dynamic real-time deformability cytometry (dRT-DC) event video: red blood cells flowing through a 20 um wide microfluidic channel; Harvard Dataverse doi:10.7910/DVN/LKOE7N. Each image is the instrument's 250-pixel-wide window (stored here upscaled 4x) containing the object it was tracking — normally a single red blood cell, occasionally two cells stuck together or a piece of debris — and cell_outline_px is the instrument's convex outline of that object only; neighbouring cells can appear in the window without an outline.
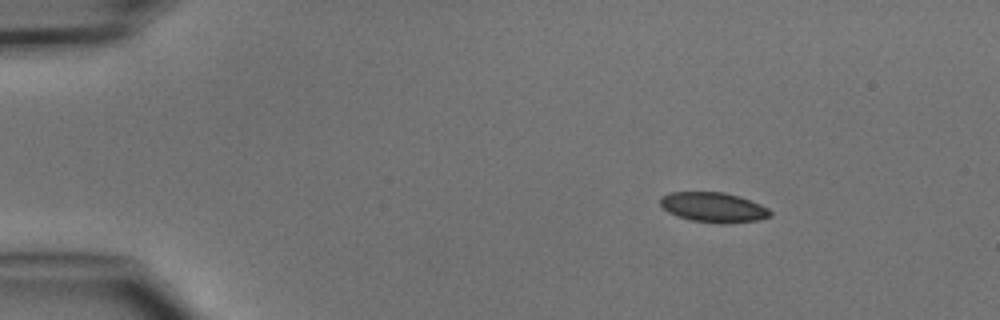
{"species": "common noctule bat (a hibernating species)", "species_latin": "Nyctalus noctula", "temperature_condition": "cold", "stored_images_in_passage": 4, "camera_frame_rate_fps": 3000, "um_per_image_px": 0.085, "animal": {"sex": "male", "body_mass_g": 15.6}, "frame": {"image": 1, "passage_image": 2, "time_ms": 1.333, "image_size_px": [1000, 320], "cell_outline_px": [[772, 216], [756, 220], [724, 224], [692, 220], [676, 216], [668, 212], [660, 204], [660, 196], [668, 192], [724, 192], [740, 196], [760, 204], [768, 208], [772, 212]], "centroid_in_image_um": [60.63, 17.61], "position_along_channel_um": 24.4, "area_um2": 19.25}}